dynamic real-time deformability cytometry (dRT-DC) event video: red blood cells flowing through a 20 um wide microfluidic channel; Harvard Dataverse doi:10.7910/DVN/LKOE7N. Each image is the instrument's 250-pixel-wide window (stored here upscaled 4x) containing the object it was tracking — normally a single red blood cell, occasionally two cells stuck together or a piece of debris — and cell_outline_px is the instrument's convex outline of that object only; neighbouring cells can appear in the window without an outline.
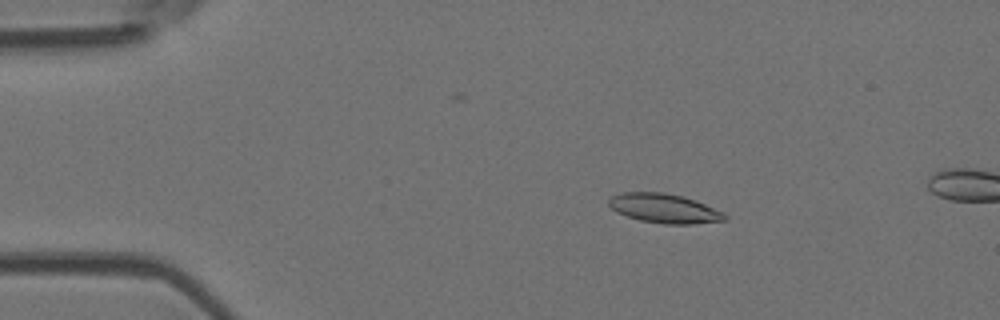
{"species": "Egyptian fruit bat (a non-hibernating species)", "species_latin": "Rousettus aegyptiacus", "temperature_condition": "room temperature", "stored_images_in_passage": 6, "camera_frame_rate_fps": 3000, "um_per_image_px": 0.085, "animal": {"sex": "female"}, "frame": {"image": 1, "passage_image": 4, "time_ms": 4.333, "image_size_px": [1000, 320], "cell_outline_px": [[728, 220], [692, 224], [664, 224], [640, 220], [616, 212], [608, 204], [608, 200], [612, 196], [620, 192], [664, 192], [680, 196], [704, 204], [724, 212], [728, 216]], "centroid_in_image_um": [56.46, 17.72], "position_along_channel_um": 28.5, "area_um2": 19.71}}